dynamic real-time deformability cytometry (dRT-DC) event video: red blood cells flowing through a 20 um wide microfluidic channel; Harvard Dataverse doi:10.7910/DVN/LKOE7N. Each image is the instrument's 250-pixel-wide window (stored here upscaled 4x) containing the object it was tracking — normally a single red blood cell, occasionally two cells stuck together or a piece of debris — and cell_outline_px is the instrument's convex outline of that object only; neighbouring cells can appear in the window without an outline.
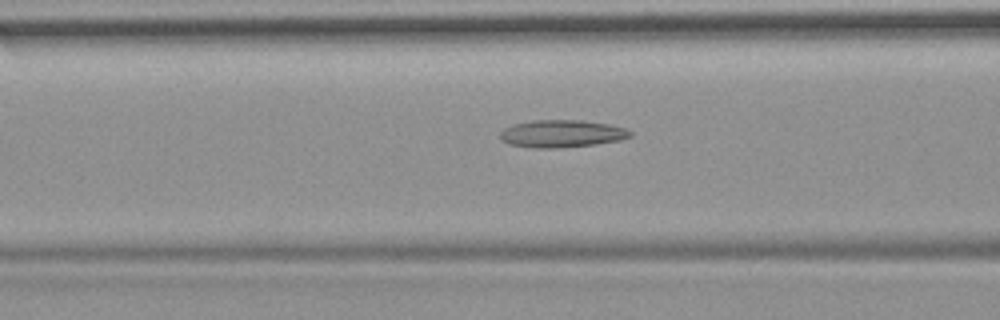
{"species": "common noctule bat (a hibernating species)", "species_latin": "Nyctalus noctula", "temperature_condition": "room temperature", "stored_images_in_passage": 46, "camera_frame_rate_fps": 3000, "um_per_image_px": 0.085, "animal": {"sex": "female", "body_mass_g": 19.9}, "frame": {"image": 1, "passage_image": 13, "time_ms": 4.0, "image_size_px": [1000, 320], "cell_outline_px": [[632, 136], [620, 140], [596, 144], [556, 148], [536, 148], [508, 144], [500, 140], [500, 132], [504, 128], [516, 124], [532, 120], [584, 120], [608, 124], [624, 128], [632, 132]], "centroid_in_image_um": [47.74, 11.36], "position_along_channel_um": 118.9, "area_um2": 20.81}}
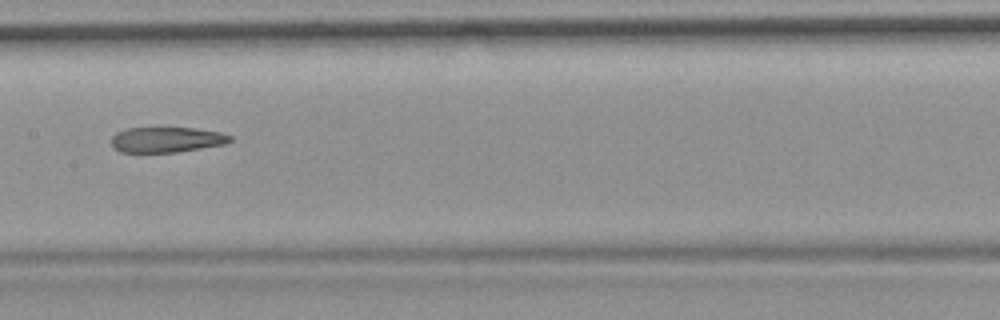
{"frame": {"image": 2, "passage_image": 19, "time_ms": 6.0, "image_size_px": [1000, 320], "cell_outline_px": [[232, 140], [228, 144], [176, 152], [120, 152], [112, 148], [112, 136], [116, 132], [128, 128], [160, 124], [192, 128], [220, 132], [232, 136]], "centroid_in_image_um": [14.14, 11.82], "position_along_channel_um": 193.3, "area_um2": 18.55}}
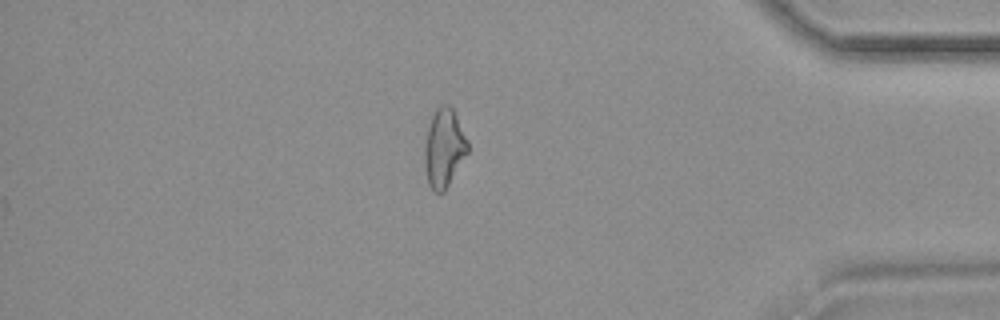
{"frame": {"image": 3, "passage_image": 38, "time_ms": 12.333, "image_size_px": [1000, 320], "cell_outline_px": [[468, 152], [444, 192], [432, 192], [428, 184], [424, 164], [424, 148], [428, 124], [436, 108], [440, 104], [448, 104], [452, 108], [468, 140]], "centroid_in_image_um": [37.72, 12.58], "position_along_channel_um": 397.5, "area_um2": 19.83}, "authors_computed_cell_mechanics": {"area_um2": 20.0566, "velocity_mm_per_s": 3.7215, "shape_relaxation_time_tau1_ms": null, "shape_relaxation_time_tau2_ms": 3.7553, "deformation_change_tau1": null, "deformation_change_tau2": 0.1432}}